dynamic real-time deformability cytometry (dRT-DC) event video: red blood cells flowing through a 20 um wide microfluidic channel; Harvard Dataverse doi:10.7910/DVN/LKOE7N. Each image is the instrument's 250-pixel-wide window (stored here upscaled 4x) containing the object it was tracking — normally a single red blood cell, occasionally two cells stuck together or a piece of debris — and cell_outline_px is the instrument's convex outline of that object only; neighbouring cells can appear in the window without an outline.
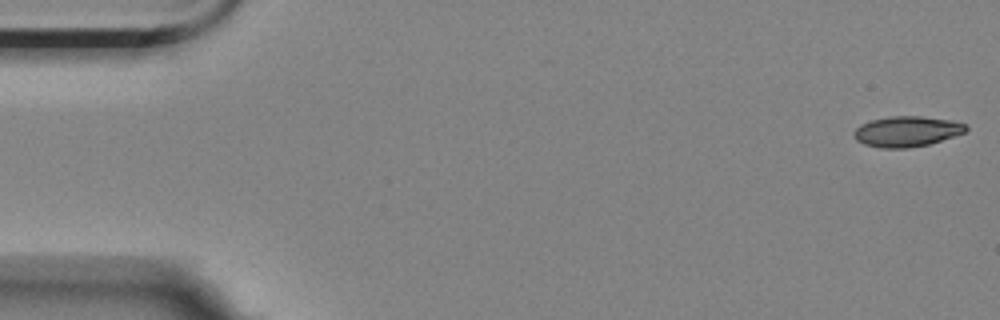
{"species": "Egyptian fruit bat (a non-hibernating species)", "species_latin": "Rousettus aegyptiacus", "temperature_condition": "room temperature", "stored_images_in_passage": 5, "camera_frame_rate_fps": 3000, "um_per_image_px": 0.085, "animal": {"sex": "female"}, "frame": {"image": 1, "passage_image": 1, "time_ms": 0.0, "image_size_px": [1000, 320], "cell_outline_px": [[968, 128], [964, 132], [928, 144], [908, 148], [880, 148], [864, 144], [856, 140], [852, 132], [860, 124], [872, 120], [888, 116], [920, 116], [952, 120], [964, 124]], "centroid_in_image_um": [77.02, 11.17], "position_along_channel_um": 8.0, "area_um2": 19.77}}
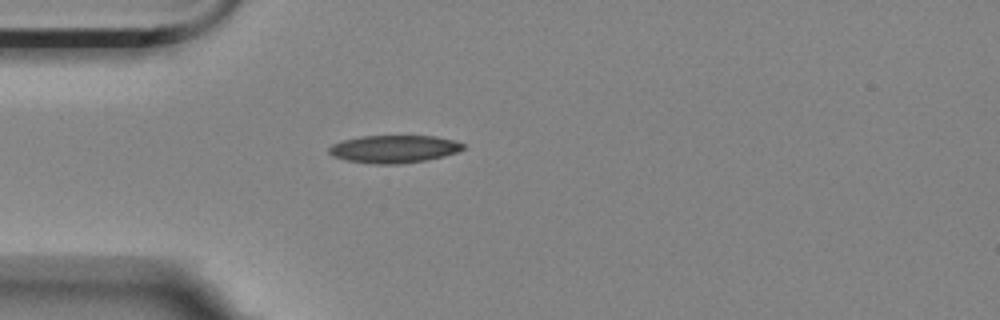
{"frame": {"image": 2, "passage_image": 5, "time_ms": 1.333, "image_size_px": [1000, 320], "cell_outline_px": [[464, 148], [456, 152], [444, 156], [424, 160], [400, 164], [376, 164], [344, 160], [332, 156], [328, 152], [328, 148], [332, 144], [344, 140], [360, 136], [436, 136], [456, 140], [464, 144]], "centroid_in_image_um": [33.47, 12.66], "position_along_channel_um": 51.5, "area_um2": 21.68}}